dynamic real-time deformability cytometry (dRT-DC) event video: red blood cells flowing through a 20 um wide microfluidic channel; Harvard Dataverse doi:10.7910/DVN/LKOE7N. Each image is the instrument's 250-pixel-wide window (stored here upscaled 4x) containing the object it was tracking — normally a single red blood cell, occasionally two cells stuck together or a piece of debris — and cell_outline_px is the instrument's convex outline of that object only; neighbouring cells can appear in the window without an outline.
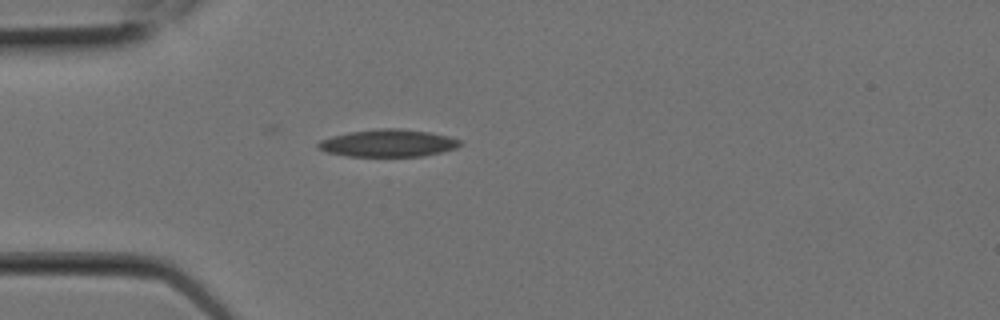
{"species": "Egyptian fruit bat (a non-hibernating species)", "species_latin": "Rousettus aegyptiacus", "temperature_condition": "room temperature", "stored_images_in_passage": 8, "camera_frame_rate_fps": 3000, "um_per_image_px": 0.085, "animal": {"sex": "female"}, "frame": {"image": 1, "passage_image": 4, "time_ms": 1.0, "image_size_px": [1000, 320], "cell_outline_px": [[460, 144], [456, 148], [444, 152], [424, 156], [348, 156], [328, 152], [316, 148], [316, 144], [320, 140], [332, 136], [348, 132], [380, 128], [400, 128], [428, 132], [448, 136], [460, 140]], "centroid_in_image_um": [32.97, 12.16], "position_along_channel_um": 52.0, "area_um2": 22.66}}
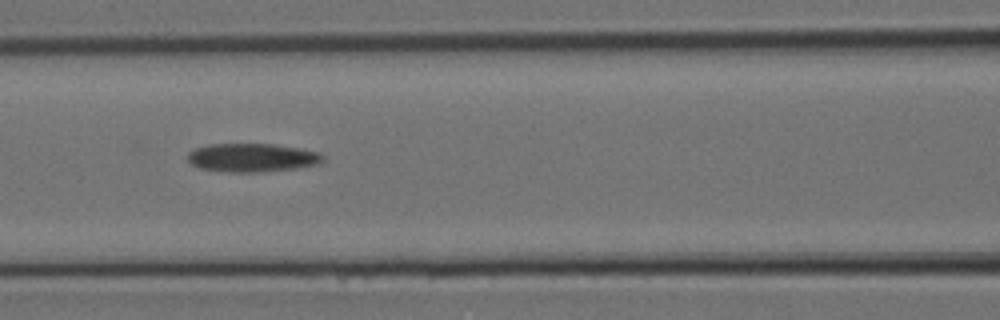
{"frame": {"image": 2, "passage_image": 7, "time_ms": 2.0, "image_size_px": [1000, 320], "cell_outline_px": [[324, 160], [320, 164], [296, 168], [264, 172], [228, 172], [200, 168], [192, 164], [188, 160], [188, 152], [196, 148], [208, 144], [272, 144], [300, 148], [320, 152], [324, 156]], "centroid_in_image_um": [21.47, 13.4], "position_along_channel_um": 145.1, "area_um2": 22.6}}
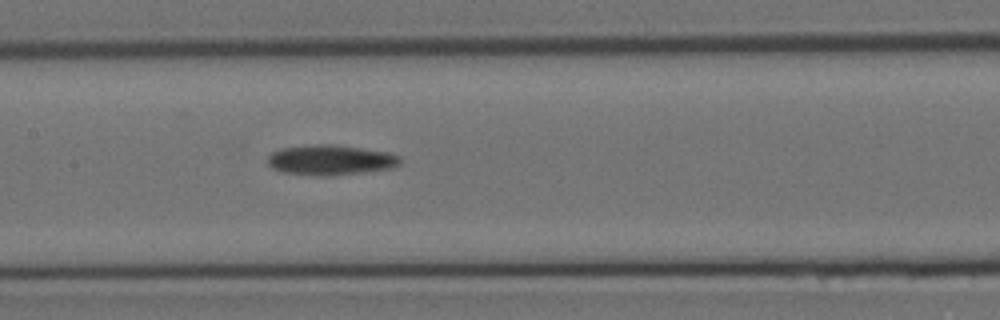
{"frame": {"image": 3, "passage_image": 8, "time_ms": 2.333, "image_size_px": [1000, 320], "cell_outline_px": [[404, 160], [400, 164], [392, 168], [360, 172], [324, 176], [316, 176], [284, 172], [272, 168], [268, 164], [268, 156], [272, 152], [280, 148], [312, 144], [336, 144], [388, 152], [400, 156]], "centroid_in_image_um": [28.1, 13.58], "position_along_channel_um": 179.3, "area_um2": 23.41}}